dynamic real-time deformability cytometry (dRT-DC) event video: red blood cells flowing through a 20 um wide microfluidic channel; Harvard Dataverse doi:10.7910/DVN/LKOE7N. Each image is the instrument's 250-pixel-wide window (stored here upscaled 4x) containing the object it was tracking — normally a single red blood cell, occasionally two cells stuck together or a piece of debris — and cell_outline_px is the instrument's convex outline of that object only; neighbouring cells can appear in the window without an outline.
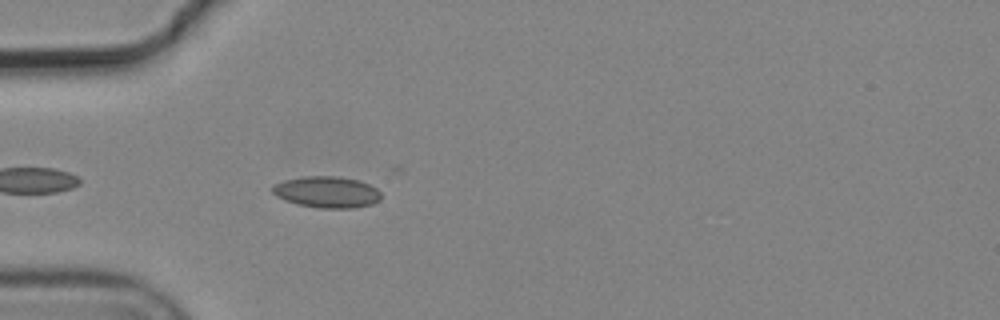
{"species": "common noctule bat (a hibernating species)", "species_latin": "Nyctalus noctula", "temperature_condition": "cold", "stored_images_in_passage": 4, "camera_frame_rate_fps": 3000, "um_per_image_px": 0.085, "animal": {"sex": "male", "body_mass_g": 19.2, "forearm_length_mm": 51.8}, "frame": {"image": 1, "passage_image": 4, "time_ms": 1.0, "image_size_px": [1000, 320], "cell_outline_px": [[380, 200], [372, 204], [356, 208], [320, 208], [300, 204], [284, 200], [276, 196], [272, 192], [272, 184], [284, 180], [304, 176], [336, 176], [356, 180], [368, 184], [376, 188], [380, 192]], "centroid_in_image_um": [27.76, 16.32], "position_along_channel_um": 57.2, "area_um2": 19.83}}